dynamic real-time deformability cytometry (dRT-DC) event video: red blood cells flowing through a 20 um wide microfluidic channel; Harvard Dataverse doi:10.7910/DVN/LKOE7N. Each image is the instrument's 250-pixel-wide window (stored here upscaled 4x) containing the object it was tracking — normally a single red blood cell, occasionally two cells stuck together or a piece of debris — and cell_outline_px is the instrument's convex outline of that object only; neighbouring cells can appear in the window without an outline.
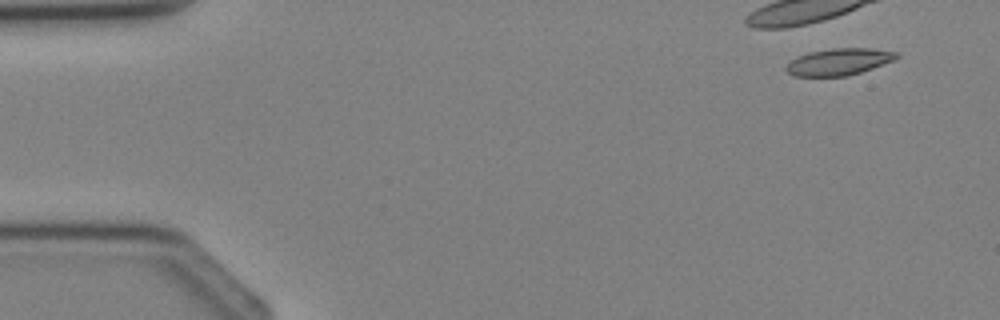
{"species": "Egyptian fruit bat (a non-hibernating species)", "species_latin": "Rousettus aegyptiacus", "temperature_condition": "cold", "stored_images_in_passage": 3, "camera_frame_rate_fps": 3000, "um_per_image_px": 0.085, "animal": {"sex": "female"}, "frame": {"image": 1, "passage_image": 1, "time_ms": 0.0, "image_size_px": [1000, 320], "cell_outline_px": [[900, 56], [892, 60], [872, 68], [848, 76], [792, 76], [784, 68], [788, 60], [796, 56], [808, 52], [832, 48], [868, 48], [900, 52]], "centroid_in_image_um": [71.24, 5.24], "position_along_channel_um": 13.8, "area_um2": 17.4}}